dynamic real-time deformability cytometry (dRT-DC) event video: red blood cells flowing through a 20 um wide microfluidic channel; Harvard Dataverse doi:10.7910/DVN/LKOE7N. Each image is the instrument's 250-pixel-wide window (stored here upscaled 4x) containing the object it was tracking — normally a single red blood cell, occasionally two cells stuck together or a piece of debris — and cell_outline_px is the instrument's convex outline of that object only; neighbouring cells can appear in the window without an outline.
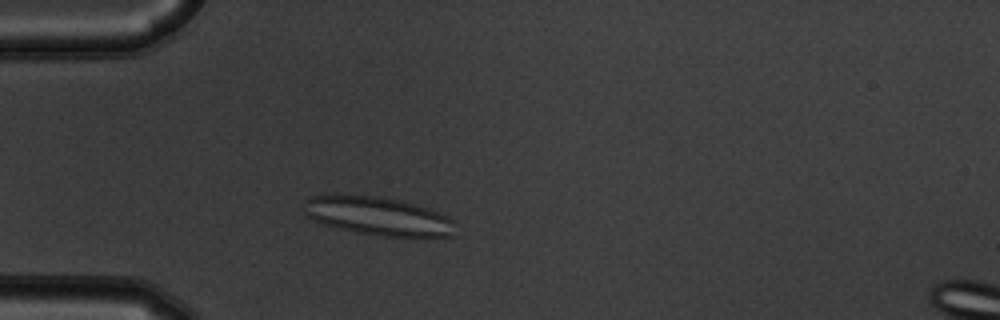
{"species": "common noctule bat (a hibernating species)", "species_latin": "Nyctalus noctula", "temperature_condition": "warm", "stored_images_in_passage": 49, "camera_frame_rate_fps": 3000, "um_per_image_px": 0.085, "animal": {"sex": "male", "body_mass_g": 19.5, "forearm_length_mm": 54.6}, "frame": {"image": 1, "passage_image": 10, "time_ms": 3.0, "image_size_px": [1000, 320], "cell_outline_px": [[456, 220], [452, 236], [380, 236], [356, 232], [324, 224], [312, 220], [304, 212], [308, 200], [312, 196], [336, 192], [380, 196], [400, 200], [428, 208], [440, 212]], "centroid_in_image_um": [32.12, 18.33], "position_along_channel_um": 52.9, "area_um2": 34.33}}
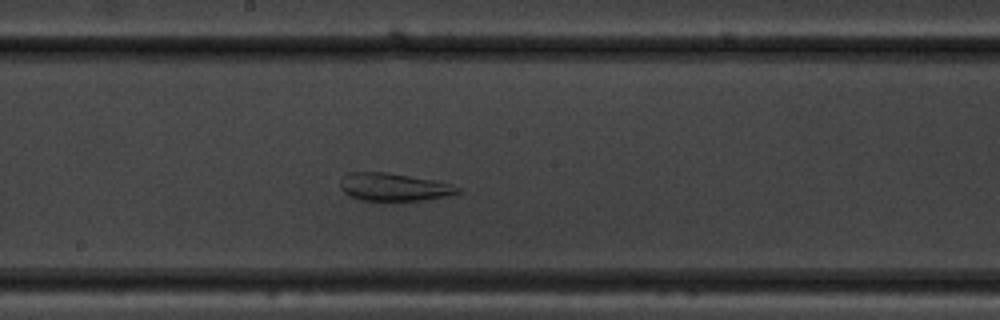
{"frame": {"image": 2, "passage_image": 24, "time_ms": 7.667, "image_size_px": [1000, 320], "cell_outline_px": [[460, 192], [448, 196], [424, 200], [384, 204], [360, 200], [344, 192], [340, 188], [340, 180], [348, 172], [388, 172], [432, 180], [448, 184], [460, 188]], "centroid_in_image_um": [33.42, 15.95], "position_along_channel_um": 214.8, "area_um2": 19.71}}
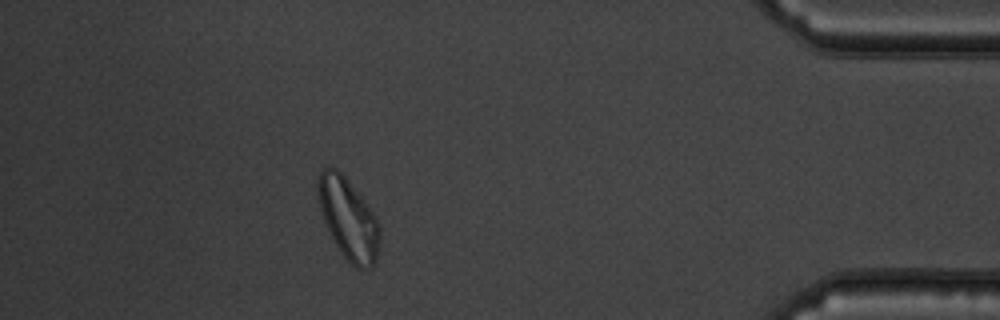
{"frame": {"image": 3, "passage_image": 43, "time_ms": 14.0, "image_size_px": [1000, 320], "cell_outline_px": [[380, 240], [376, 264], [372, 268], [356, 268], [344, 256], [336, 244], [324, 220], [320, 208], [316, 192], [316, 180], [320, 172], [324, 168], [336, 168], [344, 176], [360, 196], [372, 212], [380, 228]], "centroid_in_image_um": [29.6, 18.61], "position_along_channel_um": 405.6, "area_um2": 28.78}, "authors_computed_cell_mechanics": {"area_um2": 28.2642, "velocity_mm_per_s": 3.7078, "shape_relaxation_time_tau1_ms": null, "shape_relaxation_time_tau2_ms": 1.4743, "deformation_change_tau1": null, "deformation_change_tau2": 0.0909}}